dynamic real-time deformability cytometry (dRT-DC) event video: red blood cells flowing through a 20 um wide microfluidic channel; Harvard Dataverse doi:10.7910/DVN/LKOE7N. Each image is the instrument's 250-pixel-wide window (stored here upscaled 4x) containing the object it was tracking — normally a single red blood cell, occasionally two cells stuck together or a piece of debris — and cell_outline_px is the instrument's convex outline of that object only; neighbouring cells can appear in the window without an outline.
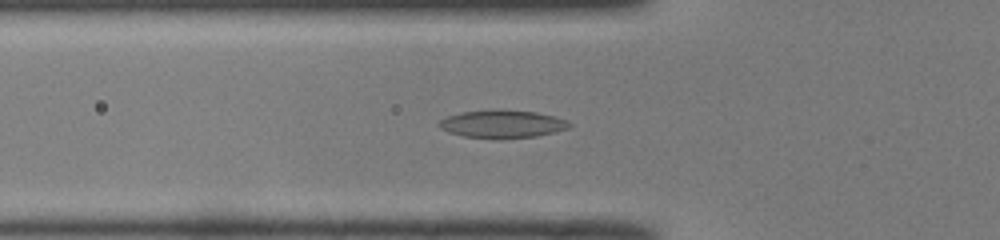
{"species": "common noctule bat (a hibernating species)", "species_latin": "Nyctalus noctula", "temperature_condition": "room temperature", "stored_images_in_passage": 51, "camera_frame_rate_fps": 3000, "um_per_image_px": 0.085, "animal": {"sex": "male", "body_mass_g": 19.0, "forearm_length_mm": 50.8}, "frame": {"image": 1, "passage_image": 17, "time_ms": 5.333, "image_size_px": [1000, 240], "cell_outline_px": [[572, 124], [568, 128], [536, 136], [504, 140], [500, 140], [464, 136], [448, 132], [440, 128], [436, 124], [440, 120], [448, 116], [464, 112], [536, 112], [552, 116], [564, 120]], "centroid_in_image_um": [42.66, 10.6], "position_along_channel_um": 83.1, "area_um2": 20.4}}
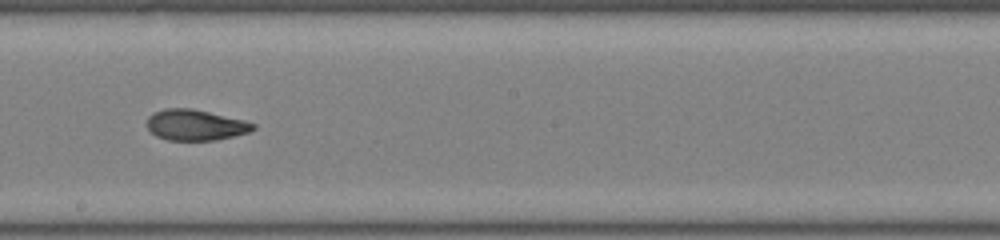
{"frame": {"image": 2, "passage_image": 28, "time_ms": 9.0, "image_size_px": [1000, 240], "cell_outline_px": [[256, 128], [248, 132], [216, 140], [168, 140], [156, 136], [148, 128], [148, 116], [152, 112], [164, 108], [192, 108], [244, 120], [256, 124]], "centroid_in_image_um": [16.6, 10.61], "position_along_channel_um": 231.6, "area_um2": 19.02}}
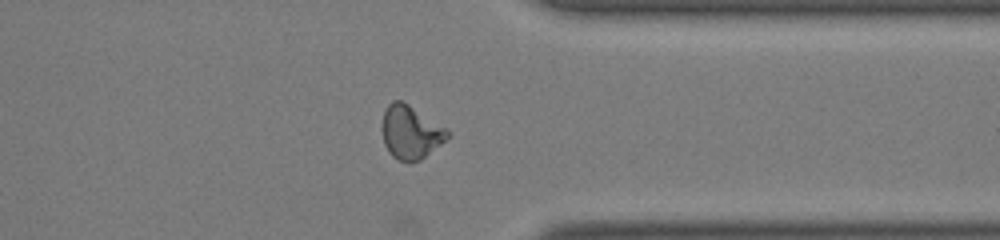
{"frame": {"image": 3, "passage_image": 39, "time_ms": 12.667, "image_size_px": [1000, 240], "cell_outline_px": [[452, 136], [420, 160], [408, 164], [392, 156], [388, 152], [384, 144], [384, 112], [388, 104], [392, 100], [400, 100], [408, 104], [448, 128]], "centroid_in_image_um": [34.96, 11.26], "position_along_channel_um": 376.4, "area_um2": 20.4}, "authors_computed_cell_mechanics": {"area_um2": 20.1722, "velocity_mm_per_s": 4.0571, "shape_relaxation_time_tau1_ms": 5.7248, "shape_relaxation_time_tau2_ms": 2.3058, "deformation_change_tau1": 0.1812, "deformation_change_tau2": 0.0756}}